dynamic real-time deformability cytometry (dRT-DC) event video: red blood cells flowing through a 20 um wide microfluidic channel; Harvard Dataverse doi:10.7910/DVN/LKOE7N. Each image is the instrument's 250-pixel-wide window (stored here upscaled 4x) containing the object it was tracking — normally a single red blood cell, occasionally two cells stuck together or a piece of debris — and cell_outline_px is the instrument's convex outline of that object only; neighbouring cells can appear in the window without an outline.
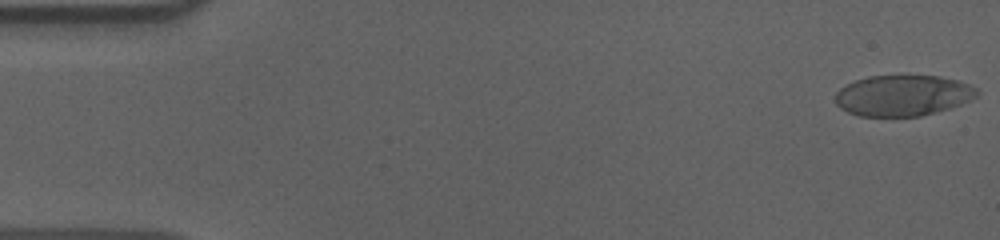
{"species": "human", "species_latin": "Homo sapiens", "temperature_condition": "cold", "stored_images_in_passage": 56, "camera_frame_rate_fps": 3000, "um_per_image_px": 0.085, "donor": {"sex": "male"}, "frame": {"image": 1, "passage_image": 1, "time_ms": 0.0, "image_size_px": [1000, 240], "cell_outline_px": [[980, 92], [976, 96], [960, 104], [948, 108], [920, 116], [860, 116], [848, 112], [840, 108], [836, 104], [836, 92], [840, 88], [856, 80], [868, 76], [940, 76], [956, 80], [968, 84], [976, 88]], "centroid_in_image_um": [76.72, 8.11], "position_along_channel_um": 8.3, "area_um2": 33.41}}
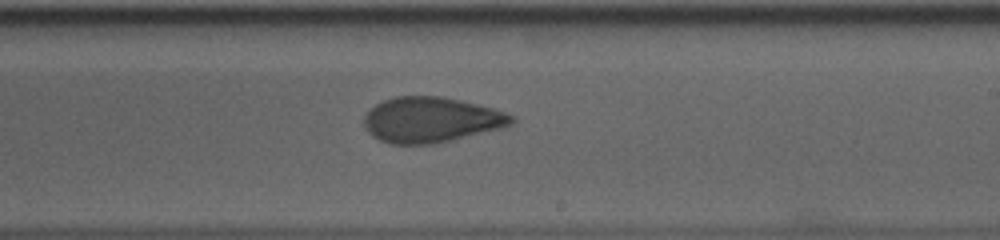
{"frame": {"image": 2, "passage_image": 33, "time_ms": 10.667, "image_size_px": [1000, 240], "cell_outline_px": [[516, 120], [512, 124], [504, 128], [432, 144], [388, 144], [372, 136], [364, 128], [364, 116], [376, 104], [384, 100], [396, 96], [440, 96], [460, 100], [492, 108], [516, 116]], "centroid_in_image_um": [36.65, 10.19], "position_along_channel_um": 252.4, "area_um2": 39.07}}
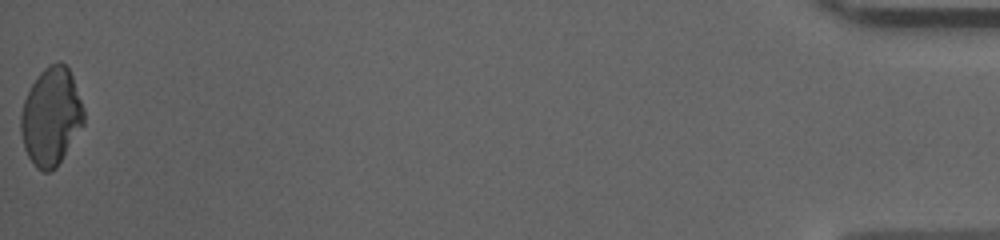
{"frame": {"image": 3, "passage_image": 56, "time_ms": 18.333, "image_size_px": [1000, 240], "cell_outline_px": [[84, 124], [56, 168], [52, 172], [44, 172], [36, 168], [28, 156], [24, 148], [20, 132], [20, 116], [24, 100], [32, 84], [40, 72], [48, 64], [60, 60], [68, 68], [72, 76], [84, 108]], "centroid_in_image_um": [4.34, 9.92], "position_along_channel_um": 430.9, "area_um2": 36.01}, "authors_computed_cell_mechanics": {"area_um2": 37.7723, "velocity_mm_per_s": 3.6305, "shape_relaxation_time_tau1_ms": 10.3675, "shape_relaxation_time_tau2_ms": 1.6963, "deformation_change_tau1": 0.2138, "deformation_change_tau2": 0.0698}}